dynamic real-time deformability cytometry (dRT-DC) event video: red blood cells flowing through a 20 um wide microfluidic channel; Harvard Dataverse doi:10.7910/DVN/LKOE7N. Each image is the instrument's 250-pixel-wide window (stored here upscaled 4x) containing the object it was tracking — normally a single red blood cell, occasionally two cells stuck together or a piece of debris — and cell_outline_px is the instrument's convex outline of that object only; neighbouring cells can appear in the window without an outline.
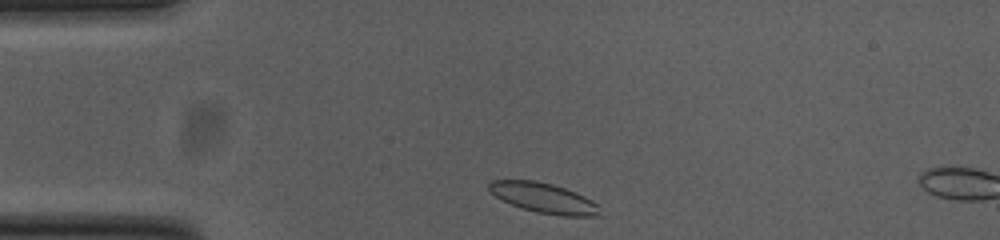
{"species": "common noctule bat (a hibernating species)", "species_latin": "Nyctalus noctula", "temperature_condition": "cold", "stored_images_in_passage": 4, "camera_frame_rate_fps": 3000, "um_per_image_px": 0.085, "animal": {"sex": "female", "body_mass_g": 23.0, "forearm_length_mm": 53.4}, "frame": {"image": 1, "passage_image": 2, "time_ms": 0.333, "image_size_px": [1000, 240], "cell_outline_px": [[600, 216], [564, 216], [536, 212], [512, 204], [496, 196], [488, 188], [488, 184], [492, 180], [536, 180], [552, 184], [576, 192], [592, 200], [596, 204], [600, 212]], "centroid_in_image_um": [46.23, 16.82], "position_along_channel_um": 38.8, "area_um2": 19.13}}